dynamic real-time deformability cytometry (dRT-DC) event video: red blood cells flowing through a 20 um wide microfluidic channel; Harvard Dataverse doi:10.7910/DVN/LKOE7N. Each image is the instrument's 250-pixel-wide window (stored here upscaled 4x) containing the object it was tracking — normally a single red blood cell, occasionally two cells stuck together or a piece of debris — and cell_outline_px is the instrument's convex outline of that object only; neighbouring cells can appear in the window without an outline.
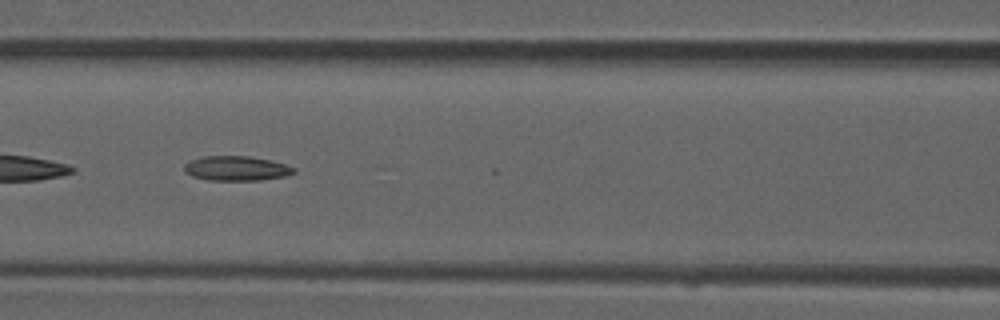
{"species": "common noctule bat (a hibernating species)", "species_latin": "Nyctalus noctula", "temperature_condition": "room temperature", "stored_images_in_passage": 27, "camera_frame_rate_fps": 3000, "um_per_image_px": 0.085, "animal": {"sex": "male", "forearm_length_mm": 52.5}, "frame": {"image": 1, "passage_image": 22, "time_ms": 7.0, "image_size_px": [1000, 320], "cell_outline_px": [[296, 172], [288, 176], [260, 180], [208, 180], [192, 176], [184, 172], [184, 164], [192, 160], [204, 156], [248, 156], [268, 160], [284, 164], [296, 168]], "centroid_in_image_um": [20.1, 14.32], "position_along_channel_um": 146.5, "area_um2": 15.72}}